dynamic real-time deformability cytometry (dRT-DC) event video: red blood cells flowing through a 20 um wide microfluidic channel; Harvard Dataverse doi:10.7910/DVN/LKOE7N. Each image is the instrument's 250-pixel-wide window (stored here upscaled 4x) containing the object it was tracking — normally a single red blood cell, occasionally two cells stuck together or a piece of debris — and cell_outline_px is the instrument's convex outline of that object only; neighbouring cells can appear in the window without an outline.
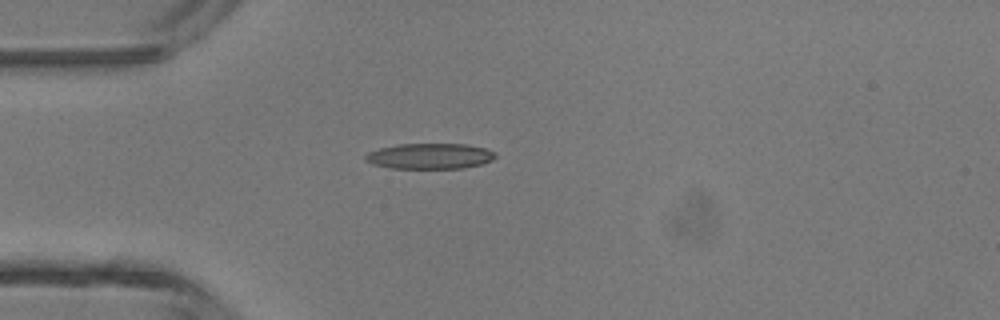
{"species": "common noctule bat (a hibernating species)", "species_latin": "Nyctalus noctula", "temperature_condition": "room temperature", "stored_images_in_passage": 4, "camera_frame_rate_fps": 3000, "um_per_image_px": 0.085, "animal": {"sex": "male", "body_mass_g": 13.3}, "frame": {"image": 1, "passage_image": 4, "time_ms": 1.0, "image_size_px": [1000, 320], "cell_outline_px": [[496, 156], [492, 160], [480, 164], [464, 168], [388, 168], [372, 164], [364, 160], [364, 156], [368, 152], [380, 148], [400, 144], [468, 144], [488, 148], [496, 152]], "centroid_in_image_um": [36.55, 13.27], "position_along_channel_um": 48.5, "area_um2": 19.54}}